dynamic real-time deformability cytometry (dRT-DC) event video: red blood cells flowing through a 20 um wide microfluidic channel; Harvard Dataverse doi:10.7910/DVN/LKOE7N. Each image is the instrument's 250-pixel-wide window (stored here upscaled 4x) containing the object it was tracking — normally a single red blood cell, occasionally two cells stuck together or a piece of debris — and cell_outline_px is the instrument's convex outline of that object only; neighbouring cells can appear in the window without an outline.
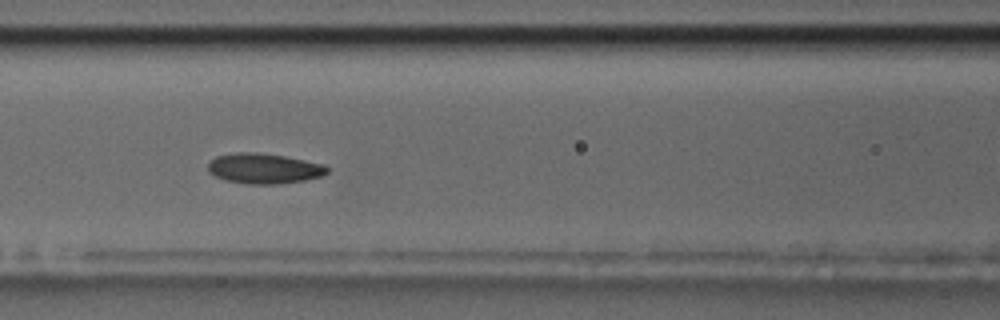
{"species": "common noctule bat (a hibernating species)", "species_latin": "Nyctalus noctula", "temperature_condition": "room temperature", "stored_images_in_passage": 12, "camera_frame_rate_fps": 3000, "um_per_image_px": 0.085, "animal": {"sex": "male", "body_mass_g": 17.5, "forearm_length_mm": 52.3}, "frame": {"image": 1, "passage_image": 7, "time_ms": 8.0, "image_size_px": [1000, 320], "cell_outline_px": [[328, 172], [320, 176], [304, 180], [280, 184], [248, 184], [224, 180], [208, 172], [208, 164], [216, 156], [236, 152], [256, 152], [284, 156], [324, 164], [328, 168]], "centroid_in_image_um": [22.42, 14.32], "position_along_channel_um": 144.2, "area_um2": 20.98}}
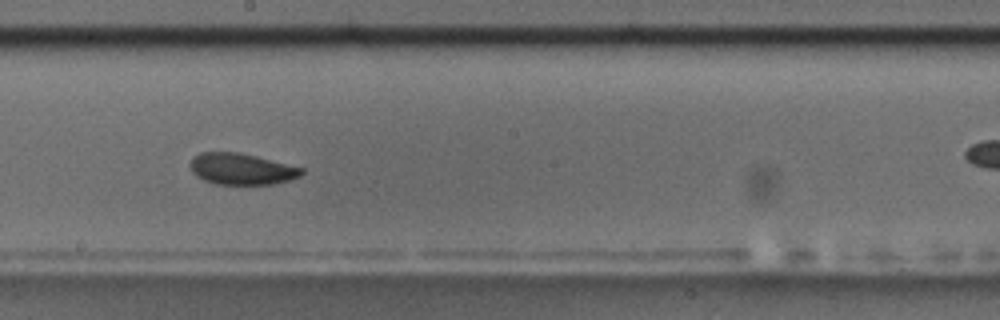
{"frame": {"image": 2, "passage_image": 9, "time_ms": 10.333, "image_size_px": [1000, 320], "cell_outline_px": [[304, 172], [300, 176], [288, 180], [272, 184], [216, 184], [204, 180], [196, 176], [192, 172], [188, 164], [192, 156], [200, 152], [236, 152], [256, 156], [304, 168]], "centroid_in_image_um": [20.48, 14.35], "position_along_channel_um": 227.7, "area_um2": 20.4}}
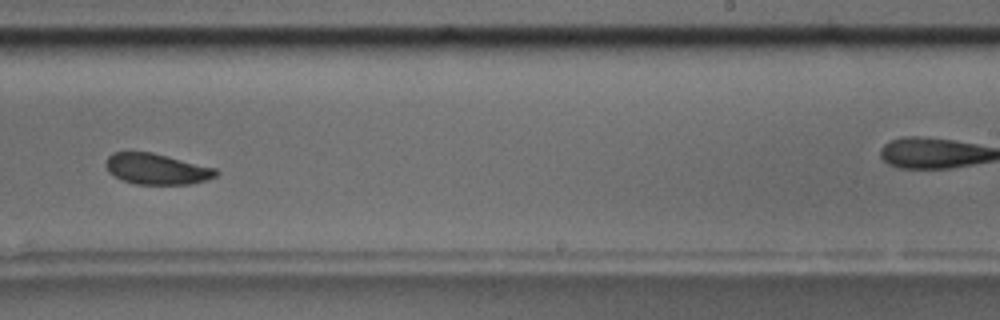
{"frame": {"image": 3, "passage_image": 10, "time_ms": 11.667, "image_size_px": [1000, 320], "cell_outline_px": [[220, 172], [216, 176], [208, 180], [192, 184], [136, 184], [124, 180], [108, 172], [104, 164], [108, 156], [112, 152], [152, 152], [216, 168]], "centroid_in_image_um": [13.34, 14.36], "position_along_channel_um": 275.7, "area_um2": 19.88}}